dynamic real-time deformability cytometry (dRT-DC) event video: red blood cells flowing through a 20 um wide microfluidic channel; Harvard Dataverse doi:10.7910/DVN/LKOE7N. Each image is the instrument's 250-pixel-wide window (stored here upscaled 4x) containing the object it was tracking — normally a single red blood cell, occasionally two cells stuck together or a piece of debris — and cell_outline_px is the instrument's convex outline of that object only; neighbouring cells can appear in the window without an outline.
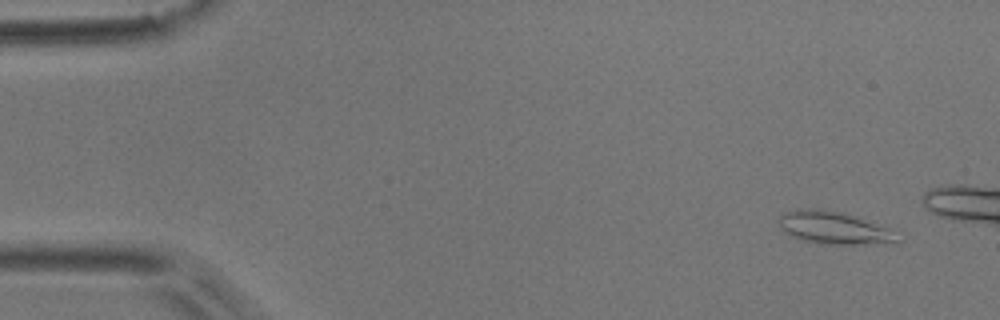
{"species": "common noctule bat (a hibernating species)", "species_latin": "Nyctalus noctula", "temperature_condition": "room temperature", "stored_images_in_passage": 4, "camera_frame_rate_fps": 3000, "um_per_image_px": 0.085, "animal": {"sex": "male", "body_mass_g": 17.9}, "frame": {"image": 1, "passage_image": 1, "time_ms": 0.0, "image_size_px": [1000, 320], "cell_outline_px": [[904, 240], [896, 244], [820, 244], [800, 240], [788, 236], [780, 228], [780, 216], [784, 212], [800, 208], [816, 208], [844, 212], [860, 216], [888, 228]], "centroid_in_image_um": [70.94, 19.37], "position_along_channel_um": 14.1, "area_um2": 23.29}}